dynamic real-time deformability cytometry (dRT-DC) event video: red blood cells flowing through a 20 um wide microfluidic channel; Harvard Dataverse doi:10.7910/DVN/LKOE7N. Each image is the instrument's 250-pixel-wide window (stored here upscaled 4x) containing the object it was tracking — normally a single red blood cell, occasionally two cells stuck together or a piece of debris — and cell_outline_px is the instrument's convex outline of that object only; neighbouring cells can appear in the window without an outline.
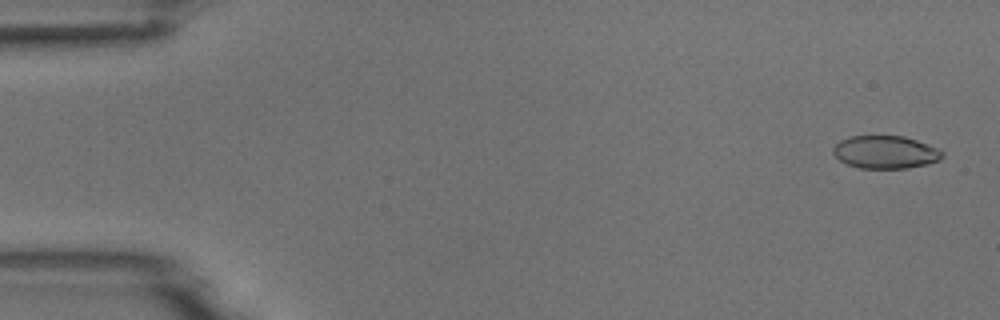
{"species": "common noctule bat (a hibernating species)", "species_latin": "Nyctalus noctula", "temperature_condition": "room temperature", "stored_images_in_passage": 6, "camera_frame_rate_fps": 3000, "um_per_image_px": 0.085, "animal": {"sex": "male", "body_mass_g": 18.8}, "frame": {"image": 1, "passage_image": 1, "time_ms": 0.0, "image_size_px": [1000, 320], "cell_outline_px": [[944, 156], [940, 160], [928, 164], [908, 168], [860, 168], [848, 164], [840, 160], [832, 152], [832, 148], [840, 140], [848, 136], [904, 136], [928, 144], [944, 152]], "centroid_in_image_um": [75.27, 12.93], "position_along_channel_um": 9.7, "area_um2": 20.92}}
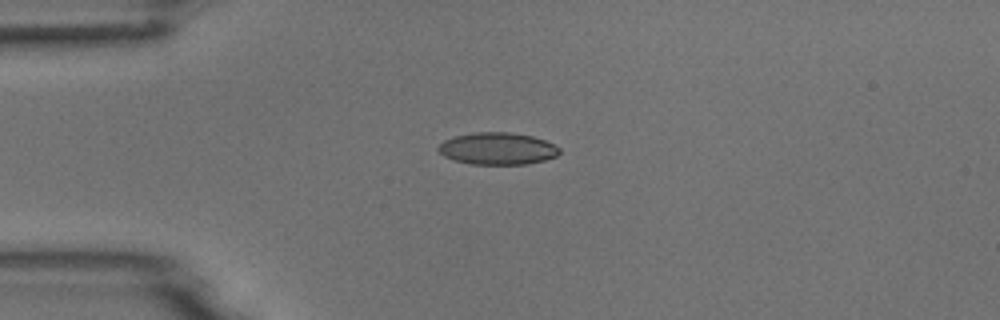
{"frame": {"image": 2, "passage_image": 4, "time_ms": 3.667, "image_size_px": [1000, 320], "cell_outline_px": [[560, 152], [556, 156], [544, 160], [528, 164], [472, 164], [456, 160], [444, 156], [436, 148], [444, 140], [456, 136], [476, 132], [512, 132], [532, 136], [544, 140], [560, 148]], "centroid_in_image_um": [42.3, 12.63], "position_along_channel_um": 42.7, "area_um2": 22.48}}